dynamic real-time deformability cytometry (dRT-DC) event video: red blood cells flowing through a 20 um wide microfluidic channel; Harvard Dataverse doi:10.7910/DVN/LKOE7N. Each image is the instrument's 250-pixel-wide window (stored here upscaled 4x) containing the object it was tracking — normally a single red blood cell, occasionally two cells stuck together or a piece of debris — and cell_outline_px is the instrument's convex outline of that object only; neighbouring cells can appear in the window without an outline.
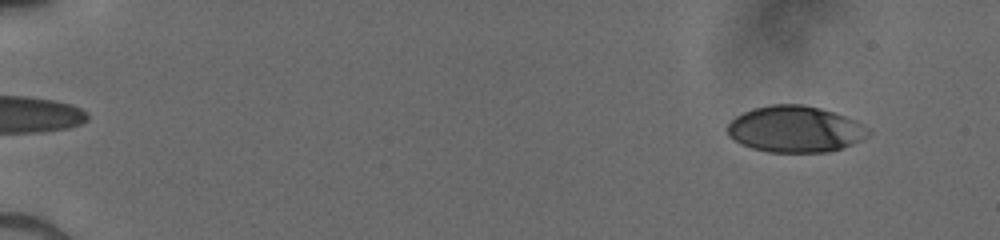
{"species": "human", "species_latin": "Homo sapiens", "temperature_condition": "cold", "stored_images_in_passage": 17, "camera_frame_rate_fps": 3000, "um_per_image_px": 0.085, "donor": {"sex": "male"}, "frame": {"image": 1, "passage_image": 3, "time_ms": 0.667, "image_size_px": [1000, 240], "cell_outline_px": [[872, 132], [868, 136], [844, 148], [828, 152], [768, 152], [752, 148], [740, 144], [728, 136], [728, 124], [736, 116], [752, 108], [768, 104], [800, 104], [820, 108], [856, 120], [868, 128]], "centroid_in_image_um": [67.59, 10.98], "position_along_channel_um": 17.4, "area_um2": 38.21}}
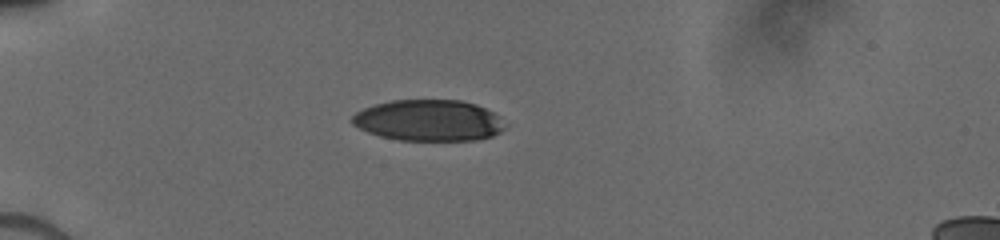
{"frame": {"image": 2, "passage_image": 14, "time_ms": 4.333, "image_size_px": [1000, 240], "cell_outline_px": [[504, 128], [500, 132], [492, 136], [476, 140], [400, 140], [380, 136], [368, 132], [352, 124], [352, 116], [356, 112], [364, 108], [376, 104], [392, 100], [460, 100], [476, 104], [500, 116]], "centroid_in_image_um": [36.43, 10.23], "position_along_channel_um": 48.6, "area_um2": 36.53}}
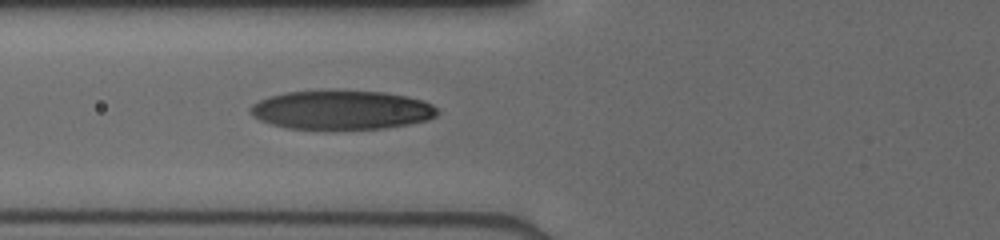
{"frame": {"image": 3, "passage_image": 17, "time_ms": 6.333, "image_size_px": [1000, 240], "cell_outline_px": [[440, 112], [436, 116], [428, 120], [408, 124], [384, 128], [288, 128], [272, 124], [260, 120], [252, 116], [248, 112], [248, 108], [252, 104], [268, 96], [284, 92], [384, 92], [408, 96], [424, 100], [432, 104]], "centroid_in_image_um": [29.04, 9.35], "position_along_channel_um": 96.8, "area_um2": 41.91}}